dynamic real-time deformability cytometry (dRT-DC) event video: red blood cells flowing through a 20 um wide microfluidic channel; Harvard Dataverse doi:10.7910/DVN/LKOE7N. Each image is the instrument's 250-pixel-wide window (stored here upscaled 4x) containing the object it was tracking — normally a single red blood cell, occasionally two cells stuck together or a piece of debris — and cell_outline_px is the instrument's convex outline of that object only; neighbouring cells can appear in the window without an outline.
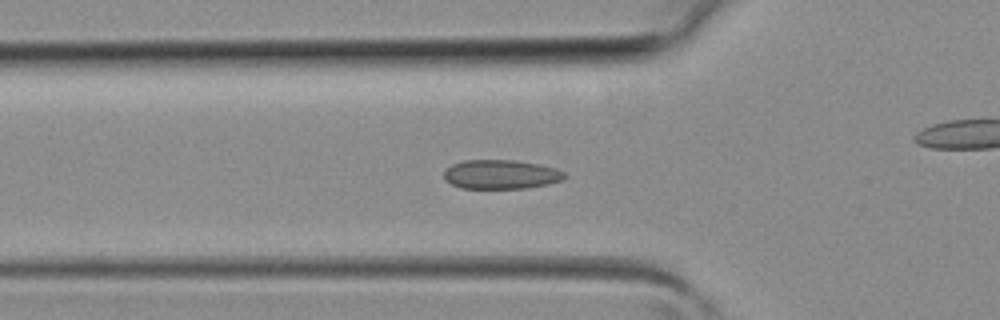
{"species": "common noctule bat (a hibernating species)", "species_latin": "Nyctalus noctula", "temperature_condition": "room temperature", "stored_images_in_passage": 40, "camera_frame_rate_fps": 3000, "um_per_image_px": 0.085, "animal": {"sex": "female", "body_mass_g": 19.3, "forearm_length_mm": 54.1}, "frame": {"image": 1, "passage_image": 13, "time_ms": 4.0, "image_size_px": [1000, 320], "cell_outline_px": [[568, 176], [564, 180], [548, 184], [528, 188], [460, 188], [444, 180], [444, 168], [452, 164], [464, 160], [516, 160], [540, 164], [556, 168], [564, 172]], "centroid_in_image_um": [42.59, 14.82], "position_along_channel_um": 83.2, "area_um2": 20.81}}
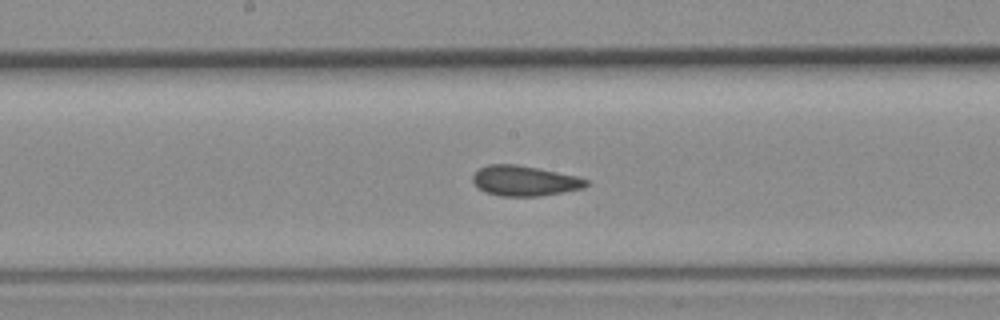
{"frame": {"image": 2, "passage_image": 20, "time_ms": 6.333, "image_size_px": [1000, 320], "cell_outline_px": [[588, 184], [584, 188], [540, 196], [500, 196], [484, 192], [472, 180], [472, 176], [480, 168], [488, 164], [516, 164], [576, 176], [588, 180]], "centroid_in_image_um": [44.57, 15.37], "position_along_channel_um": 203.6, "area_um2": 19.77}}
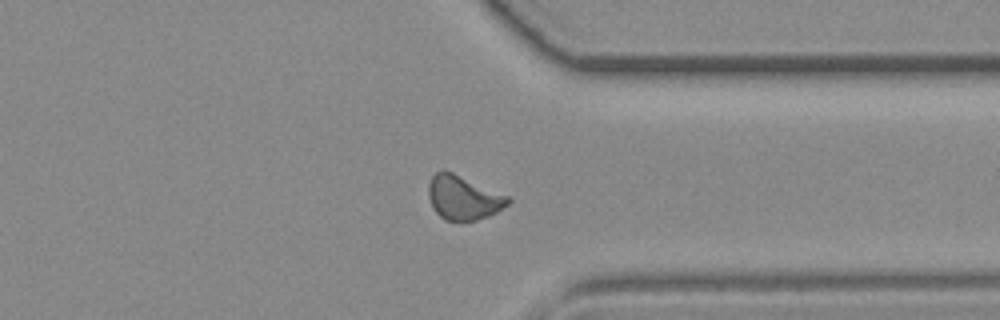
{"frame": {"image": 3, "passage_image": 30, "time_ms": 9.667, "image_size_px": [1000, 320], "cell_outline_px": [[512, 200], [508, 204], [496, 212], [488, 216], [476, 220], [444, 220], [432, 208], [428, 196], [428, 184], [432, 176], [436, 172], [452, 172], [508, 196]], "centroid_in_image_um": [39.36, 16.81], "position_along_channel_um": 372.0, "area_um2": 20.11}}